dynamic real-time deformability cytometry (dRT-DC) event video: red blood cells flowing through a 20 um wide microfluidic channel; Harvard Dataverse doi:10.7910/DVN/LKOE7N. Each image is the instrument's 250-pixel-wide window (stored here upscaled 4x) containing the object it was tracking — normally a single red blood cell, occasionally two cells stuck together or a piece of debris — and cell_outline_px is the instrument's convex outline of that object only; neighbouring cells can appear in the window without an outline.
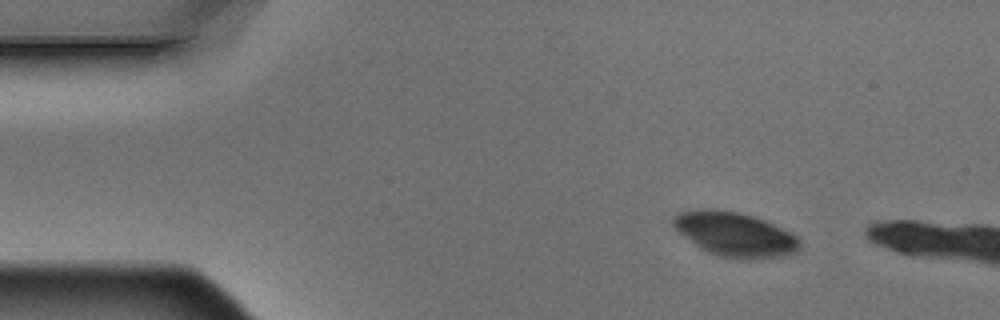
{"species": "Egyptian fruit bat (a non-hibernating species)", "species_latin": "Rousettus aegyptiacus", "temperature_condition": "warm", "stored_images_in_passage": 3, "camera_frame_rate_fps": 3000, "um_per_image_px": 0.085, "animal": {"sex": "male"}, "frame": {"image": 1, "passage_image": 1, "time_ms": 0.0, "image_size_px": [1000, 320], "cell_outline_px": [[800, 248], [796, 252], [784, 256], [756, 260], [740, 260], [720, 256], [708, 252], [700, 248], [684, 236], [672, 224], [672, 216], [676, 212], [704, 208], [716, 208], [740, 212], [764, 220], [796, 236], [800, 240]], "centroid_in_image_um": [62.45, 19.92], "position_along_channel_um": 22.6, "area_um2": 33.0}}